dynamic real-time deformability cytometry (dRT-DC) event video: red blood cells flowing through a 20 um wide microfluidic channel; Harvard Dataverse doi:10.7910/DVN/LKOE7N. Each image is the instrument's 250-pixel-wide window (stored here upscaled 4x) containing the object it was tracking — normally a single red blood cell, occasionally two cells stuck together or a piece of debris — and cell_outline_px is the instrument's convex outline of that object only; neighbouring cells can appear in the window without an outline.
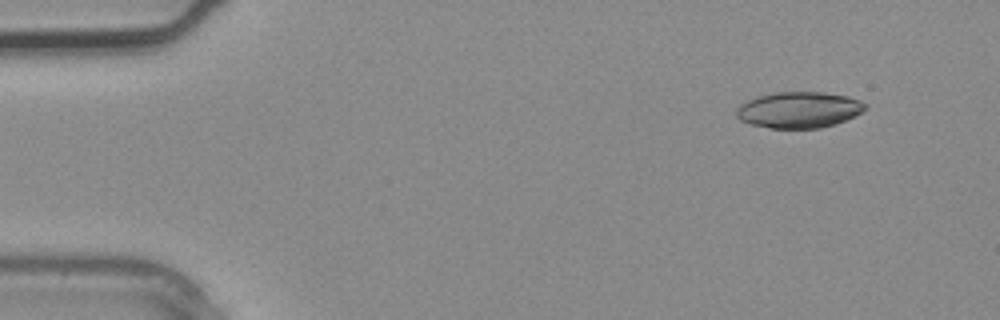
{"species": "common noctule bat (a hibernating species)", "species_latin": "Nyctalus noctula", "temperature_condition": "warm", "stored_images_in_passage": 3, "camera_frame_rate_fps": 3000, "um_per_image_px": 0.085, "animal": {"sex": "male", "body_mass_g": 20.4}, "frame": {"image": 1, "passage_image": 1, "time_ms": 0.0, "image_size_px": [1000, 320], "cell_outline_px": [[868, 108], [836, 124], [820, 128], [772, 128], [752, 124], [740, 120], [736, 116], [736, 108], [740, 104], [756, 96], [776, 92], [820, 92], [848, 96], [860, 100], [868, 104]], "centroid_in_image_um": [67.91, 9.33], "position_along_channel_um": 17.1, "area_um2": 27.11}}
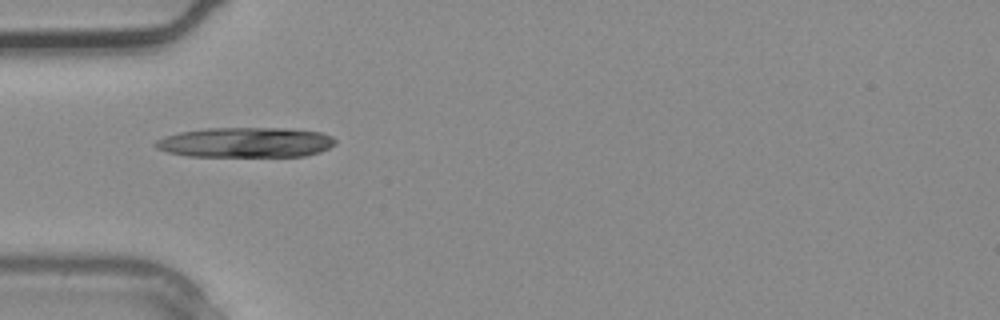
{"frame": {"image": 2, "passage_image": 3, "time_ms": 0.667, "image_size_px": [1000, 320], "cell_outline_px": [[336, 144], [320, 152], [304, 156], [188, 156], [168, 152], [156, 148], [152, 144], [156, 140], [164, 136], [180, 132], [204, 128], [284, 128], [320, 132], [332, 136], [336, 140]], "centroid_in_image_um": [20.87, 12.1], "position_along_channel_um": 64.1, "area_um2": 31.62}}